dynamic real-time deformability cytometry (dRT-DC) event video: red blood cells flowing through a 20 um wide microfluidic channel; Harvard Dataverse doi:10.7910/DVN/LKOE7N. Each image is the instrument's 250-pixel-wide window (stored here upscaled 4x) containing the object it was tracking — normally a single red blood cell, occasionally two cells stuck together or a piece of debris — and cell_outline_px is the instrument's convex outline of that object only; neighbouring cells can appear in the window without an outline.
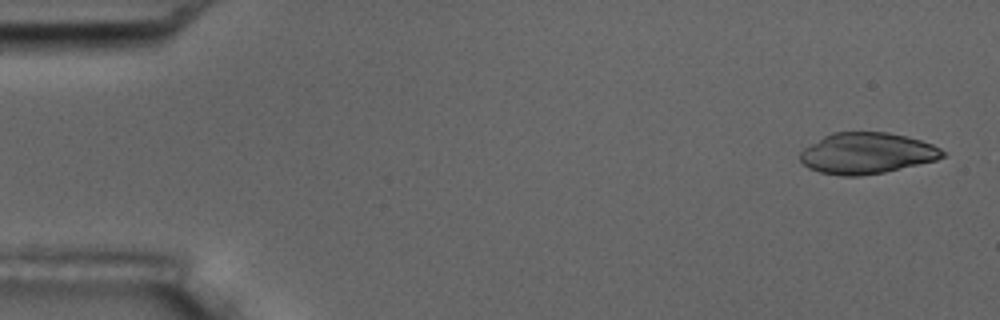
{"species": "common noctule bat (a hibernating species)", "species_latin": "Nyctalus noctula", "temperature_condition": "room temperature", "stored_images_in_passage": 5, "camera_frame_rate_fps": 3000, "um_per_image_px": 0.085, "animal": {"sex": "male", "body_mass_g": 17.5, "forearm_length_mm": 52.3}, "frame": {"image": 1, "passage_image": 1, "time_ms": 0.0, "image_size_px": [1000, 320], "cell_outline_px": [[944, 156], [936, 160], [884, 172], [860, 176], [840, 176], [820, 172], [808, 168], [800, 160], [800, 152], [804, 148], [824, 136], [832, 132], [888, 132], [920, 140], [932, 144], [940, 148], [944, 152]], "centroid_in_image_um": [73.66, 13.03], "position_along_channel_um": 11.3, "area_um2": 33.93}}